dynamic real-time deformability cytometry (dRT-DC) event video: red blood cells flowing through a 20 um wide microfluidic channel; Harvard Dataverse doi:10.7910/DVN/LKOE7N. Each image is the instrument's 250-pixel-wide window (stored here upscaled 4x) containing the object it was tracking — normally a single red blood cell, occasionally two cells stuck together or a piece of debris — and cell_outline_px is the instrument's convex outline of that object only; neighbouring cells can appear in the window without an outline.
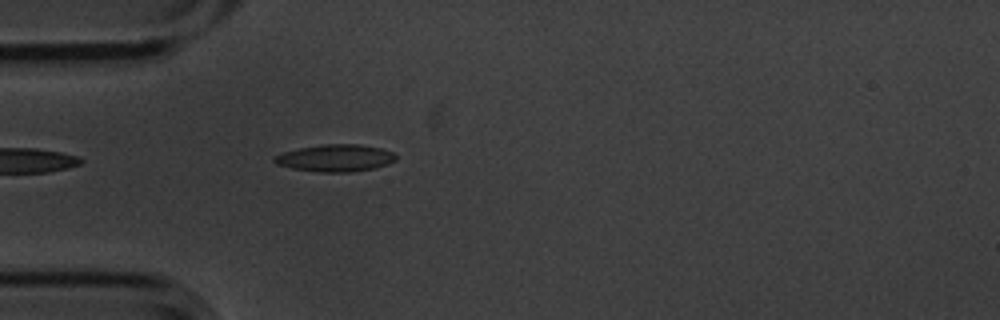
{"species": "common noctule bat (a hibernating species)", "species_latin": "Nyctalus noctula", "temperature_condition": "cold", "stored_images_in_passage": 3, "camera_frame_rate_fps": 3000, "um_per_image_px": 0.085, "animal": {"sex": "male", "body_mass_g": 20.1, "forearm_length_mm": 53.5}, "frame": {"image": 1, "passage_image": 3, "time_ms": 0.667, "image_size_px": [1000, 320], "cell_outline_px": [[396, 160], [388, 164], [376, 168], [352, 172], [320, 172], [292, 168], [276, 164], [272, 160], [276, 156], [284, 152], [300, 148], [320, 144], [356, 144], [380, 148], [392, 152], [396, 156]], "centroid_in_image_um": [28.53, 13.44], "position_along_channel_um": 56.5, "area_um2": 19.13}}